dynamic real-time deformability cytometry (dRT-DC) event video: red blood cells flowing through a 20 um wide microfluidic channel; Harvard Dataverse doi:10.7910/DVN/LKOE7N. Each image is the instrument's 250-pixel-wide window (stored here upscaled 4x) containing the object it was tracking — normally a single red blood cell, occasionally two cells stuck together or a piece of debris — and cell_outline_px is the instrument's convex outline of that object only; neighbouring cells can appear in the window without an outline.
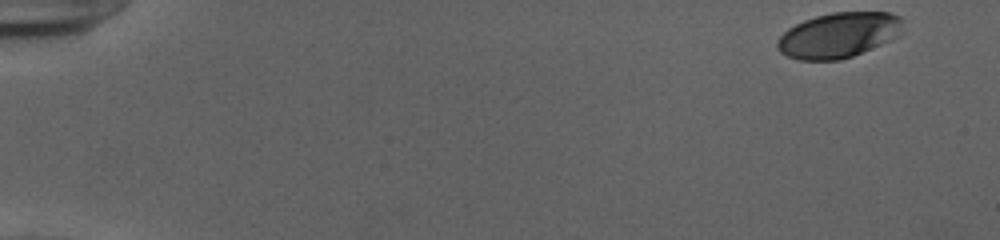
{"species": "human", "species_latin": "Homo sapiens", "temperature_condition": "cold", "stored_images_in_passage": 51, "camera_frame_rate_fps": 3000, "um_per_image_px": 0.085, "donor": {"sex": "female"}, "frame": {"image": 1, "passage_image": 1, "time_ms": 0.0, "image_size_px": [1000, 240], "cell_outline_px": [[904, 20], [900, 36], [892, 40], [852, 56], [840, 60], [800, 60], [788, 56], [780, 52], [776, 48], [776, 40], [788, 28], [804, 20], [816, 16], [832, 12], [888, 12], [900, 16]], "centroid_in_image_um": [71.31, 2.98], "position_along_channel_um": 13.7, "area_um2": 33.35}}
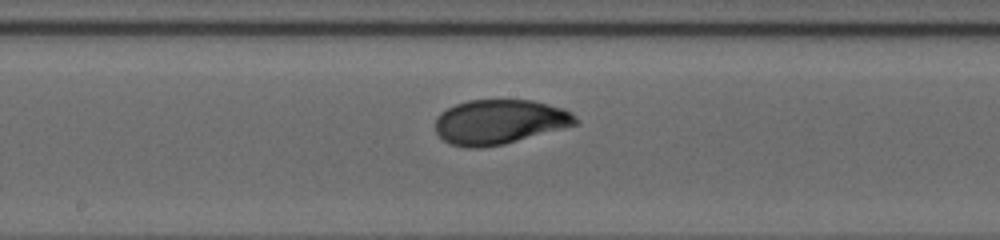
{"frame": {"image": 2, "passage_image": 28, "time_ms": 9.0, "image_size_px": [1000, 240], "cell_outline_px": [[580, 124], [504, 144], [480, 148], [464, 148], [448, 144], [436, 132], [436, 116], [440, 112], [456, 104], [468, 100], [532, 100], [564, 108], [572, 112], [580, 120]], "centroid_in_image_um": [42.48, 10.36], "position_along_channel_um": 205.7, "area_um2": 36.88}}
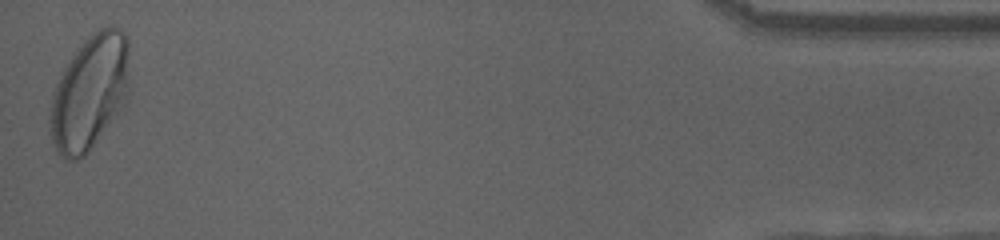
{"frame": {"image": 3, "passage_image": 51, "time_ms": 16.667, "image_size_px": [1000, 240], "cell_outline_px": [[128, 96], [124, 108], [88, 152], [84, 156], [76, 160], [64, 160], [56, 152], [52, 140], [48, 120], [52, 92], [60, 72], [68, 60], [84, 40], [100, 28], [120, 28], [128, 36]], "centroid_in_image_um": [7.61, 7.9], "position_along_channel_um": 427.6, "area_um2": 53.99}, "authors_computed_cell_mechanics": {"area_um2": 36.2984, "velocity_mm_per_s": 3.9046, "shape_relaxation_time_tau1_ms": 3.8038, "shape_relaxation_time_tau2_ms": null, "deformation_change_tau1": 0.1785, "deformation_change_tau2": null}}